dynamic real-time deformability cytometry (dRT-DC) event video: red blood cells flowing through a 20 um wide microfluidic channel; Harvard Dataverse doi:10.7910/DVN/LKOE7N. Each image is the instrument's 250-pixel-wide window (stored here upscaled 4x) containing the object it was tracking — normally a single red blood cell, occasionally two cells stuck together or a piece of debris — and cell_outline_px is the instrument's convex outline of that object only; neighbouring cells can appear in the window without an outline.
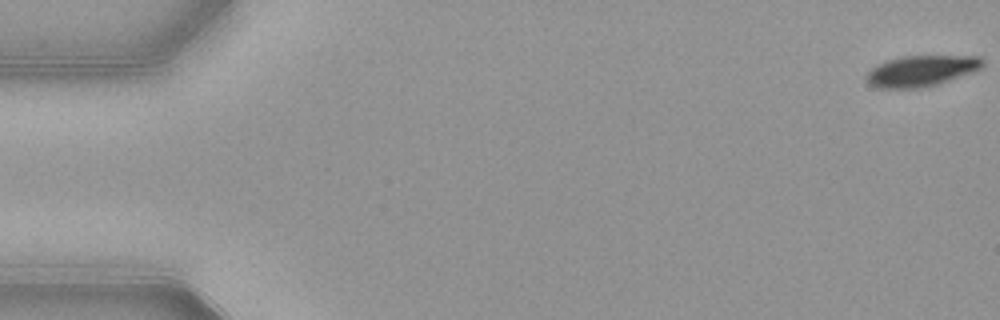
{"species": "common noctule bat (a hibernating species)", "species_latin": "Nyctalus noctula", "temperature_condition": "warm", "stored_images_in_passage": 54, "camera_frame_rate_fps": 3000, "um_per_image_px": 0.085, "animal": {"sex": "female", "body_mass_g": 21.9}, "frame": {"image": 1, "passage_image": 1, "time_ms": 0.0, "image_size_px": [1000, 320], "cell_outline_px": [[984, 64], [980, 68], [972, 72], [928, 88], [880, 88], [872, 84], [864, 76], [872, 68], [888, 60], [900, 56], [980, 56], [984, 60]], "centroid_in_image_um": [78.35, 6.03], "position_along_channel_um": 6.7, "area_um2": 20.87}}
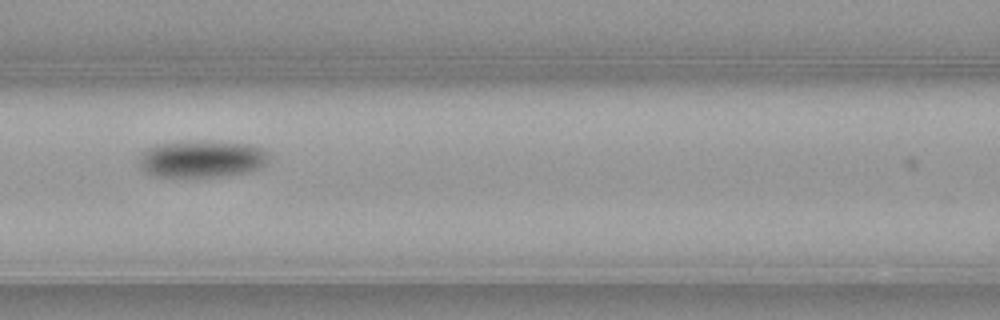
{"frame": {"image": 2, "passage_image": 24, "time_ms": 7.667, "image_size_px": [1000, 320], "cell_outline_px": [[268, 160], [260, 168], [252, 172], [220, 176], [156, 176], [140, 168], [140, 156], [152, 144], [200, 140], [252, 144], [264, 148], [268, 152]], "centroid_in_image_um": [17.21, 13.48], "position_along_channel_um": 149.4, "area_um2": 28.21}}
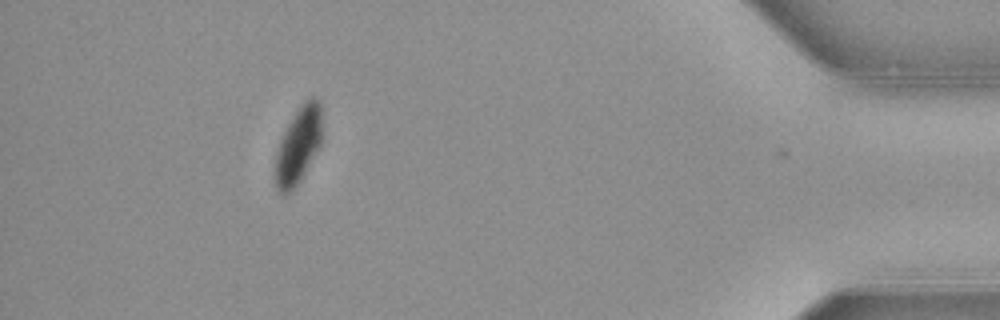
{"frame": {"image": 3, "passage_image": 49, "time_ms": 16.0, "image_size_px": [1000, 320], "cell_outline_px": [[320, 148], [300, 180], [288, 192], [280, 192], [276, 188], [276, 152], [280, 140], [288, 124], [300, 104], [304, 100], [312, 96], [316, 96], [320, 100]], "centroid_in_image_um": [25.37, 12.29], "position_along_channel_um": 409.8, "area_um2": 20.46}, "authors_computed_cell_mechanics": {"area_um2": 24.0159, "velocity_mm_per_s": 3.8541, "shape_relaxation_time_tau1_ms": 4.6495, "shape_relaxation_time_tau2_ms": null, "deformation_change_tau1": 0.1522, "deformation_change_tau2": null}}